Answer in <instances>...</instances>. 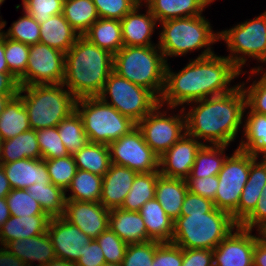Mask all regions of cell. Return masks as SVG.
Segmentation results:
<instances>
[{
    "instance_id": "6da1fadb",
    "label": "cell",
    "mask_w": 266,
    "mask_h": 266,
    "mask_svg": "<svg viewBox=\"0 0 266 266\" xmlns=\"http://www.w3.org/2000/svg\"><path fill=\"white\" fill-rule=\"evenodd\" d=\"M169 63L165 69V84L159 104L176 109L184 104L208 97L223 95L234 90L231 81L242 72L226 56H210L191 59L177 73ZM166 104V105H164Z\"/></svg>"
},
{
    "instance_id": "7a4b0ae2",
    "label": "cell",
    "mask_w": 266,
    "mask_h": 266,
    "mask_svg": "<svg viewBox=\"0 0 266 266\" xmlns=\"http://www.w3.org/2000/svg\"><path fill=\"white\" fill-rule=\"evenodd\" d=\"M194 104V105H193ZM183 107L186 133L209 145H230L243 124L246 96L241 85L229 93L190 102ZM193 106V107H192ZM202 139V140H201ZM206 141V142H205ZM205 142V143H204Z\"/></svg>"
},
{
    "instance_id": "3957f363",
    "label": "cell",
    "mask_w": 266,
    "mask_h": 266,
    "mask_svg": "<svg viewBox=\"0 0 266 266\" xmlns=\"http://www.w3.org/2000/svg\"><path fill=\"white\" fill-rule=\"evenodd\" d=\"M113 71V54L79 36L65 53L62 84L77 98L98 96Z\"/></svg>"
},
{
    "instance_id": "277c9868",
    "label": "cell",
    "mask_w": 266,
    "mask_h": 266,
    "mask_svg": "<svg viewBox=\"0 0 266 266\" xmlns=\"http://www.w3.org/2000/svg\"><path fill=\"white\" fill-rule=\"evenodd\" d=\"M158 47L168 63V57L186 55L188 52L205 48L198 58L214 54L213 43L219 41V32L212 30V24L205 16L176 18L160 22Z\"/></svg>"
},
{
    "instance_id": "5b68a950",
    "label": "cell",
    "mask_w": 266,
    "mask_h": 266,
    "mask_svg": "<svg viewBox=\"0 0 266 266\" xmlns=\"http://www.w3.org/2000/svg\"><path fill=\"white\" fill-rule=\"evenodd\" d=\"M167 62L158 45L123 46L113 55V71L130 82L150 90L160 99Z\"/></svg>"
},
{
    "instance_id": "8992f818",
    "label": "cell",
    "mask_w": 266,
    "mask_h": 266,
    "mask_svg": "<svg viewBox=\"0 0 266 266\" xmlns=\"http://www.w3.org/2000/svg\"><path fill=\"white\" fill-rule=\"evenodd\" d=\"M64 88L62 83L20 86L18 95L28 112L31 129L55 127L75 111L77 98Z\"/></svg>"
},
{
    "instance_id": "52a82bcc",
    "label": "cell",
    "mask_w": 266,
    "mask_h": 266,
    "mask_svg": "<svg viewBox=\"0 0 266 266\" xmlns=\"http://www.w3.org/2000/svg\"><path fill=\"white\" fill-rule=\"evenodd\" d=\"M238 224L214 207L210 212L179 216L174 221L172 243L186 249H215Z\"/></svg>"
},
{
    "instance_id": "ba28073f",
    "label": "cell",
    "mask_w": 266,
    "mask_h": 266,
    "mask_svg": "<svg viewBox=\"0 0 266 266\" xmlns=\"http://www.w3.org/2000/svg\"><path fill=\"white\" fill-rule=\"evenodd\" d=\"M75 110L82 119L90 143L109 145L136 127V123L129 117L122 115L98 96L77 99Z\"/></svg>"
},
{
    "instance_id": "9c48e42d",
    "label": "cell",
    "mask_w": 266,
    "mask_h": 266,
    "mask_svg": "<svg viewBox=\"0 0 266 266\" xmlns=\"http://www.w3.org/2000/svg\"><path fill=\"white\" fill-rule=\"evenodd\" d=\"M226 43L228 59L243 73L248 58L266 64V11L230 29L219 31V41ZM244 65V66H243Z\"/></svg>"
},
{
    "instance_id": "30bf717a",
    "label": "cell",
    "mask_w": 266,
    "mask_h": 266,
    "mask_svg": "<svg viewBox=\"0 0 266 266\" xmlns=\"http://www.w3.org/2000/svg\"><path fill=\"white\" fill-rule=\"evenodd\" d=\"M98 97L136 124L159 104V99L150 90L130 82L114 71L110 73Z\"/></svg>"
},
{
    "instance_id": "8fae6325",
    "label": "cell",
    "mask_w": 266,
    "mask_h": 266,
    "mask_svg": "<svg viewBox=\"0 0 266 266\" xmlns=\"http://www.w3.org/2000/svg\"><path fill=\"white\" fill-rule=\"evenodd\" d=\"M256 157L238 147L231 156L227 155L222 169L218 173L219 184L214 206L231 216L237 211L242 190L248 180L250 163Z\"/></svg>"
},
{
    "instance_id": "7c38bea8",
    "label": "cell",
    "mask_w": 266,
    "mask_h": 266,
    "mask_svg": "<svg viewBox=\"0 0 266 266\" xmlns=\"http://www.w3.org/2000/svg\"><path fill=\"white\" fill-rule=\"evenodd\" d=\"M163 110V112H161ZM158 104L136 126L142 132L144 141L158 156H162L186 133V118L183 108L181 114H169Z\"/></svg>"
},
{
    "instance_id": "4fadbf2b",
    "label": "cell",
    "mask_w": 266,
    "mask_h": 266,
    "mask_svg": "<svg viewBox=\"0 0 266 266\" xmlns=\"http://www.w3.org/2000/svg\"><path fill=\"white\" fill-rule=\"evenodd\" d=\"M64 64V52L42 43L30 45L26 72L18 79L19 86L60 84Z\"/></svg>"
},
{
    "instance_id": "5bb4252c",
    "label": "cell",
    "mask_w": 266,
    "mask_h": 266,
    "mask_svg": "<svg viewBox=\"0 0 266 266\" xmlns=\"http://www.w3.org/2000/svg\"><path fill=\"white\" fill-rule=\"evenodd\" d=\"M108 146L113 164L126 166L137 173L159 170V157L146 144L137 126Z\"/></svg>"
},
{
    "instance_id": "9a60e30c",
    "label": "cell",
    "mask_w": 266,
    "mask_h": 266,
    "mask_svg": "<svg viewBox=\"0 0 266 266\" xmlns=\"http://www.w3.org/2000/svg\"><path fill=\"white\" fill-rule=\"evenodd\" d=\"M250 229L235 227L213 249L214 266H253V251L257 235Z\"/></svg>"
},
{
    "instance_id": "2e32d148",
    "label": "cell",
    "mask_w": 266,
    "mask_h": 266,
    "mask_svg": "<svg viewBox=\"0 0 266 266\" xmlns=\"http://www.w3.org/2000/svg\"><path fill=\"white\" fill-rule=\"evenodd\" d=\"M47 233L53 244L56 257L75 263L82 256L84 245L89 244L92 240L62 216L50 218Z\"/></svg>"
},
{
    "instance_id": "e0dca14e",
    "label": "cell",
    "mask_w": 266,
    "mask_h": 266,
    "mask_svg": "<svg viewBox=\"0 0 266 266\" xmlns=\"http://www.w3.org/2000/svg\"><path fill=\"white\" fill-rule=\"evenodd\" d=\"M110 210L100 202L66 200L63 218L77 226L85 235L96 239L109 228Z\"/></svg>"
},
{
    "instance_id": "ac0fdd59",
    "label": "cell",
    "mask_w": 266,
    "mask_h": 266,
    "mask_svg": "<svg viewBox=\"0 0 266 266\" xmlns=\"http://www.w3.org/2000/svg\"><path fill=\"white\" fill-rule=\"evenodd\" d=\"M202 146V142L185 133L159 157L160 174L168 178L186 179Z\"/></svg>"
},
{
    "instance_id": "d6986e66",
    "label": "cell",
    "mask_w": 266,
    "mask_h": 266,
    "mask_svg": "<svg viewBox=\"0 0 266 266\" xmlns=\"http://www.w3.org/2000/svg\"><path fill=\"white\" fill-rule=\"evenodd\" d=\"M143 5L141 2L120 20L124 46L158 45L151 39L158 22L147 6L145 14L139 12Z\"/></svg>"
},
{
    "instance_id": "ffe728a7",
    "label": "cell",
    "mask_w": 266,
    "mask_h": 266,
    "mask_svg": "<svg viewBox=\"0 0 266 266\" xmlns=\"http://www.w3.org/2000/svg\"><path fill=\"white\" fill-rule=\"evenodd\" d=\"M138 173L111 163L103 176L100 203L108 210L120 208Z\"/></svg>"
},
{
    "instance_id": "44dd1931",
    "label": "cell",
    "mask_w": 266,
    "mask_h": 266,
    "mask_svg": "<svg viewBox=\"0 0 266 266\" xmlns=\"http://www.w3.org/2000/svg\"><path fill=\"white\" fill-rule=\"evenodd\" d=\"M1 165L12 189H26L35 183H51L43 159L24 158Z\"/></svg>"
},
{
    "instance_id": "7402d4cb",
    "label": "cell",
    "mask_w": 266,
    "mask_h": 266,
    "mask_svg": "<svg viewBox=\"0 0 266 266\" xmlns=\"http://www.w3.org/2000/svg\"><path fill=\"white\" fill-rule=\"evenodd\" d=\"M266 184V158L256 157L250 163L248 180L242 190L237 211L232 219L239 225L256 207L257 201L262 195L263 187Z\"/></svg>"
},
{
    "instance_id": "603a6c76",
    "label": "cell",
    "mask_w": 266,
    "mask_h": 266,
    "mask_svg": "<svg viewBox=\"0 0 266 266\" xmlns=\"http://www.w3.org/2000/svg\"><path fill=\"white\" fill-rule=\"evenodd\" d=\"M5 247L21 259L26 266H32L34 261L39 263L35 266H45L56 258L53 244L47 232L35 237L9 242Z\"/></svg>"
},
{
    "instance_id": "cb8c5ba5",
    "label": "cell",
    "mask_w": 266,
    "mask_h": 266,
    "mask_svg": "<svg viewBox=\"0 0 266 266\" xmlns=\"http://www.w3.org/2000/svg\"><path fill=\"white\" fill-rule=\"evenodd\" d=\"M158 23L170 19L202 15L215 0H142Z\"/></svg>"
},
{
    "instance_id": "d4e9b609",
    "label": "cell",
    "mask_w": 266,
    "mask_h": 266,
    "mask_svg": "<svg viewBox=\"0 0 266 266\" xmlns=\"http://www.w3.org/2000/svg\"><path fill=\"white\" fill-rule=\"evenodd\" d=\"M109 228L127 244L145 243L148 240L147 229L139 211L111 209Z\"/></svg>"
},
{
    "instance_id": "484cf974",
    "label": "cell",
    "mask_w": 266,
    "mask_h": 266,
    "mask_svg": "<svg viewBox=\"0 0 266 266\" xmlns=\"http://www.w3.org/2000/svg\"><path fill=\"white\" fill-rule=\"evenodd\" d=\"M50 217L48 215L10 216L0 229V244L35 237L47 232Z\"/></svg>"
},
{
    "instance_id": "4316f807",
    "label": "cell",
    "mask_w": 266,
    "mask_h": 266,
    "mask_svg": "<svg viewBox=\"0 0 266 266\" xmlns=\"http://www.w3.org/2000/svg\"><path fill=\"white\" fill-rule=\"evenodd\" d=\"M149 241L170 243L173 238L174 220L164 211L156 198L147 201L139 210Z\"/></svg>"
},
{
    "instance_id": "83f0119b",
    "label": "cell",
    "mask_w": 266,
    "mask_h": 266,
    "mask_svg": "<svg viewBox=\"0 0 266 266\" xmlns=\"http://www.w3.org/2000/svg\"><path fill=\"white\" fill-rule=\"evenodd\" d=\"M80 35L71 27L63 14L51 16L40 23L39 43L48 45L66 53L76 42Z\"/></svg>"
},
{
    "instance_id": "f1b7e54d",
    "label": "cell",
    "mask_w": 266,
    "mask_h": 266,
    "mask_svg": "<svg viewBox=\"0 0 266 266\" xmlns=\"http://www.w3.org/2000/svg\"><path fill=\"white\" fill-rule=\"evenodd\" d=\"M187 192L185 179L168 178L160 175L156 181L155 198L165 213L174 221L180 216Z\"/></svg>"
},
{
    "instance_id": "f546056e",
    "label": "cell",
    "mask_w": 266,
    "mask_h": 266,
    "mask_svg": "<svg viewBox=\"0 0 266 266\" xmlns=\"http://www.w3.org/2000/svg\"><path fill=\"white\" fill-rule=\"evenodd\" d=\"M244 113H246L244 117L246 119H244L243 136L238 148L255 157L266 158V115L254 113L247 106Z\"/></svg>"
},
{
    "instance_id": "4dcf8cb0",
    "label": "cell",
    "mask_w": 266,
    "mask_h": 266,
    "mask_svg": "<svg viewBox=\"0 0 266 266\" xmlns=\"http://www.w3.org/2000/svg\"><path fill=\"white\" fill-rule=\"evenodd\" d=\"M83 36L113 55L124 46L121 22L117 19L99 18Z\"/></svg>"
},
{
    "instance_id": "1f68e13d",
    "label": "cell",
    "mask_w": 266,
    "mask_h": 266,
    "mask_svg": "<svg viewBox=\"0 0 266 266\" xmlns=\"http://www.w3.org/2000/svg\"><path fill=\"white\" fill-rule=\"evenodd\" d=\"M24 158L41 159V150L37 142L36 130L34 129L2 141L1 164Z\"/></svg>"
},
{
    "instance_id": "d6a6232c",
    "label": "cell",
    "mask_w": 266,
    "mask_h": 266,
    "mask_svg": "<svg viewBox=\"0 0 266 266\" xmlns=\"http://www.w3.org/2000/svg\"><path fill=\"white\" fill-rule=\"evenodd\" d=\"M31 130L28 112L22 98L17 95L6 105L0 115V139L7 140Z\"/></svg>"
},
{
    "instance_id": "836d02e7",
    "label": "cell",
    "mask_w": 266,
    "mask_h": 266,
    "mask_svg": "<svg viewBox=\"0 0 266 266\" xmlns=\"http://www.w3.org/2000/svg\"><path fill=\"white\" fill-rule=\"evenodd\" d=\"M77 169L89 171L101 176L111 165L110 149L107 144L88 142L73 155Z\"/></svg>"
},
{
    "instance_id": "e575fe53",
    "label": "cell",
    "mask_w": 266,
    "mask_h": 266,
    "mask_svg": "<svg viewBox=\"0 0 266 266\" xmlns=\"http://www.w3.org/2000/svg\"><path fill=\"white\" fill-rule=\"evenodd\" d=\"M26 190L50 218L63 216L67 193L62 188L53 183H35Z\"/></svg>"
},
{
    "instance_id": "d590c367",
    "label": "cell",
    "mask_w": 266,
    "mask_h": 266,
    "mask_svg": "<svg viewBox=\"0 0 266 266\" xmlns=\"http://www.w3.org/2000/svg\"><path fill=\"white\" fill-rule=\"evenodd\" d=\"M103 176L77 169L69 187L65 192H72L66 195V200L100 202L102 192Z\"/></svg>"
},
{
    "instance_id": "8d00e7d4",
    "label": "cell",
    "mask_w": 266,
    "mask_h": 266,
    "mask_svg": "<svg viewBox=\"0 0 266 266\" xmlns=\"http://www.w3.org/2000/svg\"><path fill=\"white\" fill-rule=\"evenodd\" d=\"M62 14L80 36H83L99 19L92 0H64Z\"/></svg>"
},
{
    "instance_id": "74e56055",
    "label": "cell",
    "mask_w": 266,
    "mask_h": 266,
    "mask_svg": "<svg viewBox=\"0 0 266 266\" xmlns=\"http://www.w3.org/2000/svg\"><path fill=\"white\" fill-rule=\"evenodd\" d=\"M160 175L159 170L150 173H138L120 208L126 211H139L147 201L154 199L156 181Z\"/></svg>"
},
{
    "instance_id": "f35d334b",
    "label": "cell",
    "mask_w": 266,
    "mask_h": 266,
    "mask_svg": "<svg viewBox=\"0 0 266 266\" xmlns=\"http://www.w3.org/2000/svg\"><path fill=\"white\" fill-rule=\"evenodd\" d=\"M228 145H203L196 154L195 162L187 178H200L218 175L227 158Z\"/></svg>"
},
{
    "instance_id": "ab89813d",
    "label": "cell",
    "mask_w": 266,
    "mask_h": 266,
    "mask_svg": "<svg viewBox=\"0 0 266 266\" xmlns=\"http://www.w3.org/2000/svg\"><path fill=\"white\" fill-rule=\"evenodd\" d=\"M57 129L69 155L73 156L89 142L82 119L76 110L60 121Z\"/></svg>"
},
{
    "instance_id": "60d3db41",
    "label": "cell",
    "mask_w": 266,
    "mask_h": 266,
    "mask_svg": "<svg viewBox=\"0 0 266 266\" xmlns=\"http://www.w3.org/2000/svg\"><path fill=\"white\" fill-rule=\"evenodd\" d=\"M23 12V16L14 21L3 34L6 38L29 46L37 44L40 41V24L25 10Z\"/></svg>"
},
{
    "instance_id": "b9f144b4",
    "label": "cell",
    "mask_w": 266,
    "mask_h": 266,
    "mask_svg": "<svg viewBox=\"0 0 266 266\" xmlns=\"http://www.w3.org/2000/svg\"><path fill=\"white\" fill-rule=\"evenodd\" d=\"M44 161L46 162L51 183L66 191L77 171L74 157L68 155L63 158Z\"/></svg>"
},
{
    "instance_id": "7bdbcfd3",
    "label": "cell",
    "mask_w": 266,
    "mask_h": 266,
    "mask_svg": "<svg viewBox=\"0 0 266 266\" xmlns=\"http://www.w3.org/2000/svg\"><path fill=\"white\" fill-rule=\"evenodd\" d=\"M36 135L41 150V159H56L69 155L61 141L57 126L36 130Z\"/></svg>"
},
{
    "instance_id": "ee69618b",
    "label": "cell",
    "mask_w": 266,
    "mask_h": 266,
    "mask_svg": "<svg viewBox=\"0 0 266 266\" xmlns=\"http://www.w3.org/2000/svg\"><path fill=\"white\" fill-rule=\"evenodd\" d=\"M5 198L12 216L47 215L26 189H12Z\"/></svg>"
},
{
    "instance_id": "f6af8a7d",
    "label": "cell",
    "mask_w": 266,
    "mask_h": 266,
    "mask_svg": "<svg viewBox=\"0 0 266 266\" xmlns=\"http://www.w3.org/2000/svg\"><path fill=\"white\" fill-rule=\"evenodd\" d=\"M4 55L9 71L19 79L26 72L29 45L5 37Z\"/></svg>"
},
{
    "instance_id": "bcb514c9",
    "label": "cell",
    "mask_w": 266,
    "mask_h": 266,
    "mask_svg": "<svg viewBox=\"0 0 266 266\" xmlns=\"http://www.w3.org/2000/svg\"><path fill=\"white\" fill-rule=\"evenodd\" d=\"M96 240L102 248L106 262L122 263L128 244L121 240L116 233L108 228Z\"/></svg>"
},
{
    "instance_id": "7dc6e473",
    "label": "cell",
    "mask_w": 266,
    "mask_h": 266,
    "mask_svg": "<svg viewBox=\"0 0 266 266\" xmlns=\"http://www.w3.org/2000/svg\"><path fill=\"white\" fill-rule=\"evenodd\" d=\"M156 249V241L128 244L121 264L122 266H152Z\"/></svg>"
},
{
    "instance_id": "c3c4849f",
    "label": "cell",
    "mask_w": 266,
    "mask_h": 266,
    "mask_svg": "<svg viewBox=\"0 0 266 266\" xmlns=\"http://www.w3.org/2000/svg\"><path fill=\"white\" fill-rule=\"evenodd\" d=\"M63 2L64 0H25L21 5L40 24L51 16L62 14Z\"/></svg>"
},
{
    "instance_id": "681fc988",
    "label": "cell",
    "mask_w": 266,
    "mask_h": 266,
    "mask_svg": "<svg viewBox=\"0 0 266 266\" xmlns=\"http://www.w3.org/2000/svg\"><path fill=\"white\" fill-rule=\"evenodd\" d=\"M99 18L121 20L132 11L142 0H92Z\"/></svg>"
},
{
    "instance_id": "f907efd6",
    "label": "cell",
    "mask_w": 266,
    "mask_h": 266,
    "mask_svg": "<svg viewBox=\"0 0 266 266\" xmlns=\"http://www.w3.org/2000/svg\"><path fill=\"white\" fill-rule=\"evenodd\" d=\"M246 96V106L254 113L266 115V80L261 76L260 79L245 87L243 81L239 83Z\"/></svg>"
},
{
    "instance_id": "816d5d0a",
    "label": "cell",
    "mask_w": 266,
    "mask_h": 266,
    "mask_svg": "<svg viewBox=\"0 0 266 266\" xmlns=\"http://www.w3.org/2000/svg\"><path fill=\"white\" fill-rule=\"evenodd\" d=\"M183 248L170 243L157 242L152 266H182Z\"/></svg>"
},
{
    "instance_id": "f5cc1de1",
    "label": "cell",
    "mask_w": 266,
    "mask_h": 266,
    "mask_svg": "<svg viewBox=\"0 0 266 266\" xmlns=\"http://www.w3.org/2000/svg\"><path fill=\"white\" fill-rule=\"evenodd\" d=\"M188 191L193 194H198L204 198L214 200L219 184L218 175L200 177V178H186L185 179Z\"/></svg>"
},
{
    "instance_id": "db71d44e",
    "label": "cell",
    "mask_w": 266,
    "mask_h": 266,
    "mask_svg": "<svg viewBox=\"0 0 266 266\" xmlns=\"http://www.w3.org/2000/svg\"><path fill=\"white\" fill-rule=\"evenodd\" d=\"M214 207L215 206L212 200L188 191L182 204L180 216L208 213Z\"/></svg>"
},
{
    "instance_id": "11a10c76",
    "label": "cell",
    "mask_w": 266,
    "mask_h": 266,
    "mask_svg": "<svg viewBox=\"0 0 266 266\" xmlns=\"http://www.w3.org/2000/svg\"><path fill=\"white\" fill-rule=\"evenodd\" d=\"M266 224V184L263 187L262 195L257 201L255 209L239 224L245 229L257 228L258 231Z\"/></svg>"
},
{
    "instance_id": "9f6ffc18",
    "label": "cell",
    "mask_w": 266,
    "mask_h": 266,
    "mask_svg": "<svg viewBox=\"0 0 266 266\" xmlns=\"http://www.w3.org/2000/svg\"><path fill=\"white\" fill-rule=\"evenodd\" d=\"M84 247L82 256L76 261L77 266H101L106 262L102 248L96 239H92Z\"/></svg>"
},
{
    "instance_id": "6f0895ef",
    "label": "cell",
    "mask_w": 266,
    "mask_h": 266,
    "mask_svg": "<svg viewBox=\"0 0 266 266\" xmlns=\"http://www.w3.org/2000/svg\"><path fill=\"white\" fill-rule=\"evenodd\" d=\"M182 266H214L213 250L183 248Z\"/></svg>"
},
{
    "instance_id": "680465c9",
    "label": "cell",
    "mask_w": 266,
    "mask_h": 266,
    "mask_svg": "<svg viewBox=\"0 0 266 266\" xmlns=\"http://www.w3.org/2000/svg\"><path fill=\"white\" fill-rule=\"evenodd\" d=\"M18 79L12 73H0V94H18Z\"/></svg>"
},
{
    "instance_id": "91938a15",
    "label": "cell",
    "mask_w": 266,
    "mask_h": 266,
    "mask_svg": "<svg viewBox=\"0 0 266 266\" xmlns=\"http://www.w3.org/2000/svg\"><path fill=\"white\" fill-rule=\"evenodd\" d=\"M253 266H266V241L260 237L259 232L253 251Z\"/></svg>"
},
{
    "instance_id": "94428289",
    "label": "cell",
    "mask_w": 266,
    "mask_h": 266,
    "mask_svg": "<svg viewBox=\"0 0 266 266\" xmlns=\"http://www.w3.org/2000/svg\"><path fill=\"white\" fill-rule=\"evenodd\" d=\"M0 266H26V264L6 247L0 246Z\"/></svg>"
},
{
    "instance_id": "6125c7cd",
    "label": "cell",
    "mask_w": 266,
    "mask_h": 266,
    "mask_svg": "<svg viewBox=\"0 0 266 266\" xmlns=\"http://www.w3.org/2000/svg\"><path fill=\"white\" fill-rule=\"evenodd\" d=\"M12 190V187L4 173L3 166L0 164V197H6Z\"/></svg>"
},
{
    "instance_id": "be15d7a7",
    "label": "cell",
    "mask_w": 266,
    "mask_h": 266,
    "mask_svg": "<svg viewBox=\"0 0 266 266\" xmlns=\"http://www.w3.org/2000/svg\"><path fill=\"white\" fill-rule=\"evenodd\" d=\"M5 35L0 34V73H11L5 60Z\"/></svg>"
},
{
    "instance_id": "e7e4bbea",
    "label": "cell",
    "mask_w": 266,
    "mask_h": 266,
    "mask_svg": "<svg viewBox=\"0 0 266 266\" xmlns=\"http://www.w3.org/2000/svg\"><path fill=\"white\" fill-rule=\"evenodd\" d=\"M11 216L5 197H0V229Z\"/></svg>"
},
{
    "instance_id": "03108f58",
    "label": "cell",
    "mask_w": 266,
    "mask_h": 266,
    "mask_svg": "<svg viewBox=\"0 0 266 266\" xmlns=\"http://www.w3.org/2000/svg\"><path fill=\"white\" fill-rule=\"evenodd\" d=\"M17 95L18 94H0V115L3 113L9 101Z\"/></svg>"
},
{
    "instance_id": "003e7915",
    "label": "cell",
    "mask_w": 266,
    "mask_h": 266,
    "mask_svg": "<svg viewBox=\"0 0 266 266\" xmlns=\"http://www.w3.org/2000/svg\"><path fill=\"white\" fill-rule=\"evenodd\" d=\"M45 266H77L75 262H69L60 258H54L48 262Z\"/></svg>"
},
{
    "instance_id": "a7ac6f4b",
    "label": "cell",
    "mask_w": 266,
    "mask_h": 266,
    "mask_svg": "<svg viewBox=\"0 0 266 266\" xmlns=\"http://www.w3.org/2000/svg\"><path fill=\"white\" fill-rule=\"evenodd\" d=\"M265 72H264V71ZM261 74V76L266 80V70L263 68V66L261 65H259V66H257V67H255L254 66V68H252L249 72H248V74H250L252 77L254 76V75H260ZM253 74V75H252Z\"/></svg>"
},
{
    "instance_id": "89a4df30",
    "label": "cell",
    "mask_w": 266,
    "mask_h": 266,
    "mask_svg": "<svg viewBox=\"0 0 266 266\" xmlns=\"http://www.w3.org/2000/svg\"><path fill=\"white\" fill-rule=\"evenodd\" d=\"M257 232H259L260 237L266 241V224L261 227Z\"/></svg>"
},
{
    "instance_id": "2644e50d",
    "label": "cell",
    "mask_w": 266,
    "mask_h": 266,
    "mask_svg": "<svg viewBox=\"0 0 266 266\" xmlns=\"http://www.w3.org/2000/svg\"><path fill=\"white\" fill-rule=\"evenodd\" d=\"M6 21L2 20V17L0 16V34L3 33V28L6 26Z\"/></svg>"
},
{
    "instance_id": "8c879c8a",
    "label": "cell",
    "mask_w": 266,
    "mask_h": 266,
    "mask_svg": "<svg viewBox=\"0 0 266 266\" xmlns=\"http://www.w3.org/2000/svg\"><path fill=\"white\" fill-rule=\"evenodd\" d=\"M101 266H122V264L105 262Z\"/></svg>"
},
{
    "instance_id": "753ad0ef",
    "label": "cell",
    "mask_w": 266,
    "mask_h": 266,
    "mask_svg": "<svg viewBox=\"0 0 266 266\" xmlns=\"http://www.w3.org/2000/svg\"><path fill=\"white\" fill-rule=\"evenodd\" d=\"M1 145H2V140L0 139V164H1Z\"/></svg>"
},
{
    "instance_id": "34e18365",
    "label": "cell",
    "mask_w": 266,
    "mask_h": 266,
    "mask_svg": "<svg viewBox=\"0 0 266 266\" xmlns=\"http://www.w3.org/2000/svg\"><path fill=\"white\" fill-rule=\"evenodd\" d=\"M5 2V0H0V6Z\"/></svg>"
}]
</instances>
